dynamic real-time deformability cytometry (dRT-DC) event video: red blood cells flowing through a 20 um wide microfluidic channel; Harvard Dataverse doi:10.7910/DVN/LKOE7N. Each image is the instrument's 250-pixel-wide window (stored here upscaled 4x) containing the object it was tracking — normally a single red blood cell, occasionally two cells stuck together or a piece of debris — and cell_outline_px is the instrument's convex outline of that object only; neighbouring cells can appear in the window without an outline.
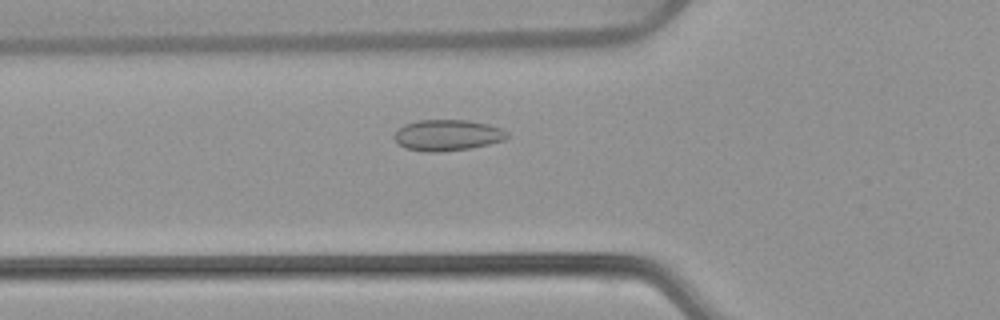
{"species": "common noctule bat (a hibernating species)", "species_latin": "Nyctalus noctula", "temperature_condition": "warm", "stored_images_in_passage": 31, "camera_frame_rate_fps": 3000, "um_per_image_px": 0.085, "animal": {"sex": "female", "body_mass_g": 22.7, "forearm_length_mm": 54.2}, "frame": {"image": 1, "passage_image": 3, "time_ms": 0.667, "image_size_px": [1000, 320], "cell_outline_px": [[508, 136], [504, 140], [488, 144], [468, 148], [440, 152], [424, 152], [404, 148], [392, 136], [404, 124], [416, 120], [468, 120], [488, 124], [500, 128], [508, 132]], "centroid_in_image_um": [38.01, 11.49], "position_along_channel_um": 87.8, "area_um2": 20.4}}
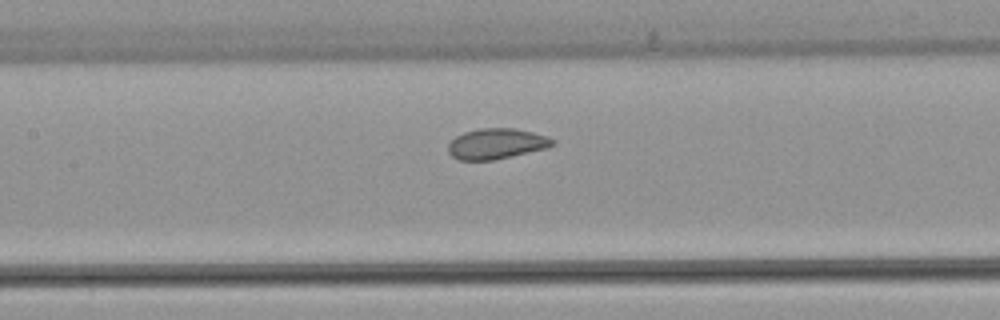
{"frame": {"image": 2, "passage_image": 9, "time_ms": 2.667, "image_size_px": [1000, 320], "cell_outline_px": [[556, 144], [548, 148], [492, 160], [460, 160], [452, 156], [448, 152], [448, 144], [456, 136], [464, 132], [480, 128], [516, 128], [548, 136], [556, 140]], "centroid_in_image_um": [42.23, 12.21], "position_along_channel_um": 165.2, "area_um2": 18.67}}
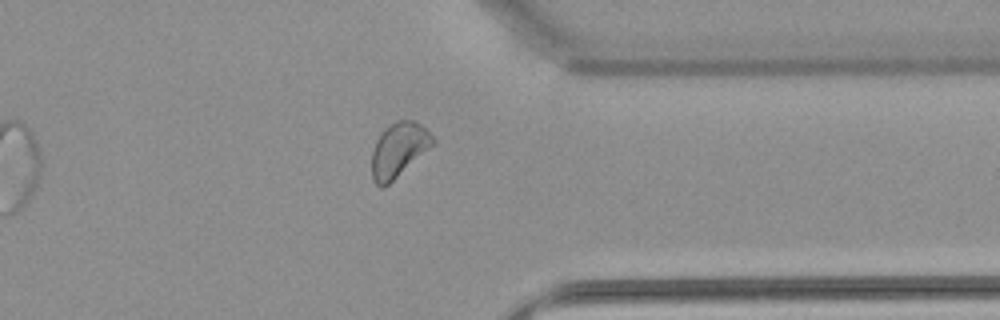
{"frame": {"image": 3, "passage_image": 26, "time_ms": 8.333, "image_size_px": [1000, 320], "cell_outline_px": [[436, 144], [384, 188], [380, 188], [372, 180], [372, 152], [376, 140], [384, 128], [396, 120], [412, 120], [420, 124], [436, 140]], "centroid_in_image_um": [33.89, 12.75], "position_along_channel_um": 377.5, "area_um2": 19.54}, "authors_computed_cell_mechanics": {"area_um2": 18.5538, "velocity_mm_per_s": 3.848, "shape_relaxation_time_tau1_ms": 8.5038, "shape_relaxation_time_tau2_ms": null, "deformation_change_tau1": 0.0823, "deformation_change_tau2": null}}